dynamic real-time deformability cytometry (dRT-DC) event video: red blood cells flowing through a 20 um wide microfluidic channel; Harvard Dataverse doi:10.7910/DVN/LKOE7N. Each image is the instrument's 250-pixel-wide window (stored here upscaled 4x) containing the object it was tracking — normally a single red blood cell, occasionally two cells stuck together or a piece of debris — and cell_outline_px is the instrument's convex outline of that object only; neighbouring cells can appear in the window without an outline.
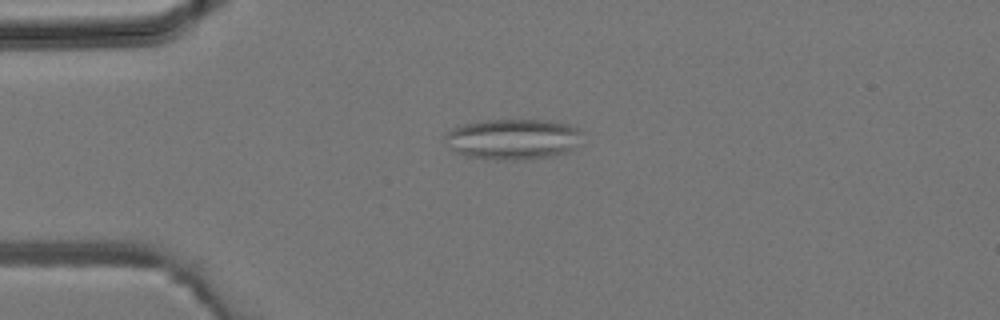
{"species": "common noctule bat (a hibernating species)", "species_latin": "Nyctalus noctula", "temperature_condition": "room temperature", "stored_images_in_passage": 3, "camera_frame_rate_fps": 3000, "um_per_image_px": 0.085, "animal": {"sex": "male", "body_mass_g": 19.2, "forearm_length_mm": 51.8}, "frame": {"image": 1, "passage_image": 3, "time_ms": 0.667, "image_size_px": [1000, 320], "cell_outline_px": [[584, 132], [572, 148], [556, 156], [520, 160], [496, 160], [468, 156], [456, 152], [452, 148], [444, 136], [444, 132], [452, 128], [464, 124], [488, 120], [548, 120], [568, 124], [580, 128]], "centroid_in_image_um": [43.61, 11.82], "position_along_channel_um": 41.4, "area_um2": 32.48}}